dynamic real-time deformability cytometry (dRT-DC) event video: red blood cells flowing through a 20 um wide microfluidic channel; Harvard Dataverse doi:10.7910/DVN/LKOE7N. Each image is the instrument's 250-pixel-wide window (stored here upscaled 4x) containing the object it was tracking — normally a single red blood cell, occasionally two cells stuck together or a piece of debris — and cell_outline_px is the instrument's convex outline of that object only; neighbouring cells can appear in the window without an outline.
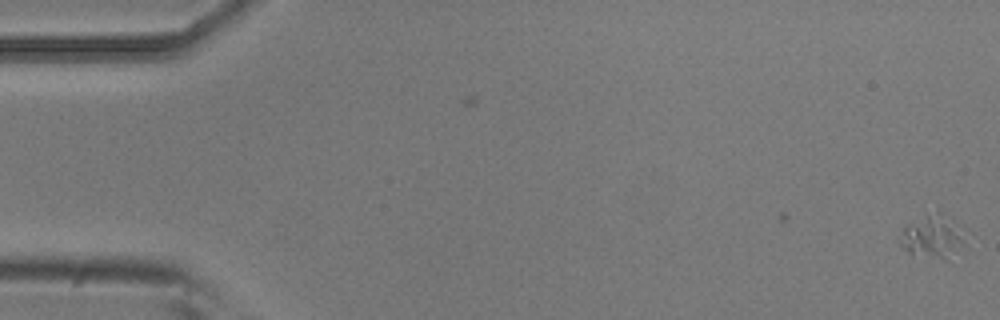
{"species": "common noctule bat (a hibernating species)", "species_latin": "Nyctalus noctula", "temperature_condition": "room temperature", "stored_images_in_passage": 13, "camera_frame_rate_fps": 3000, "um_per_image_px": 0.085, "animal": {"sex": "male", "body_mass_g": 20.5, "forearm_length_mm": 52.5}, "frame": {"image": 1, "passage_image": 1, "time_ms": 0.0, "image_size_px": [1000, 320], "cell_outline_px": [[964, 244], [940, 256], [908, 252], [896, 240], [904, 224], [940, 212]], "centroid_in_image_um": [78.98, 20.08], "position_along_channel_um": 6.0, "area_um2": 13.76}}
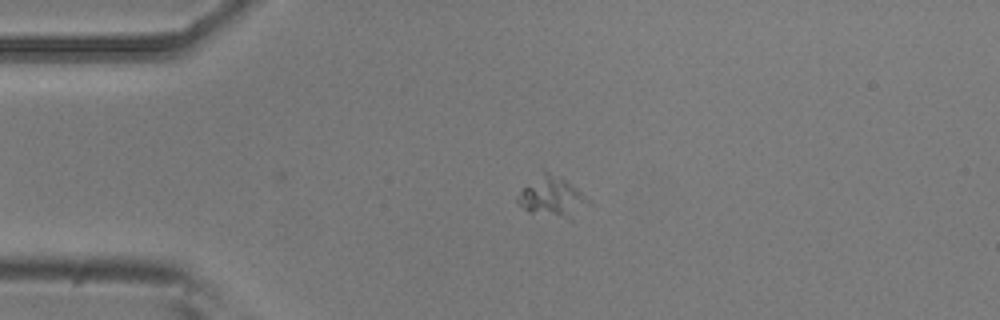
{"frame": {"image": 2, "passage_image": 13, "time_ms": 4.0, "image_size_px": [1000, 320], "cell_outline_px": [[584, 200], [564, 216], [528, 212], [516, 200], [520, 192], [524, 188], [544, 172], [548, 172], [560, 176], [576, 188], [580, 192]], "centroid_in_image_um": [46.74, 16.64], "position_along_channel_um": 38.3, "area_um2": 14.16}}